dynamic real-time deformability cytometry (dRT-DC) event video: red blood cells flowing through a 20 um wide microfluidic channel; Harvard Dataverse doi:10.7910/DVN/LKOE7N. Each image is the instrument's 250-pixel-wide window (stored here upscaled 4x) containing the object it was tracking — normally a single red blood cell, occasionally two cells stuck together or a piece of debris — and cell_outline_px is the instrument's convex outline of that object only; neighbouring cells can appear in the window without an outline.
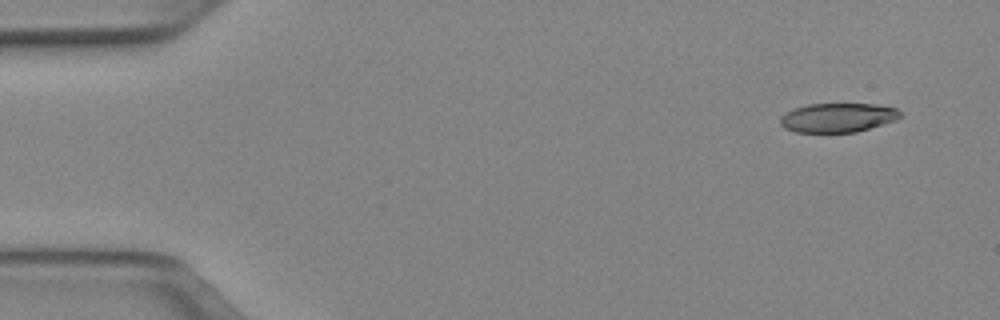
{"species": "Egyptian fruit bat (a non-hibernating species)", "species_latin": "Rousettus aegyptiacus", "temperature_condition": "cold", "stored_images_in_passage": 4, "camera_frame_rate_fps": 3000, "um_per_image_px": 0.085, "animal": {"sex": "female"}, "frame": {"image": 1, "passage_image": 1, "time_ms": 0.0, "image_size_px": [1000, 320], "cell_outline_px": [[900, 116], [896, 120], [856, 132], [796, 132], [784, 128], [780, 124], [780, 116], [784, 112], [792, 108], [808, 104], [876, 104], [896, 108], [900, 112]], "centroid_in_image_um": [71.16, 9.99], "position_along_channel_um": 13.8, "area_um2": 20.46}}
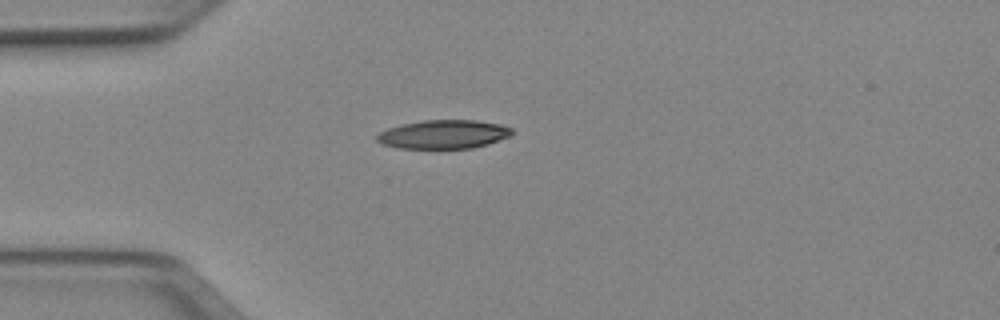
{"frame": {"image": 2, "passage_image": 4, "time_ms": 1.0, "image_size_px": [1000, 320], "cell_outline_px": [[512, 136], [488, 144], [472, 148], [396, 148], [380, 144], [376, 140], [376, 136], [380, 132], [388, 128], [404, 124], [424, 120], [476, 120], [500, 124], [512, 128]], "centroid_in_image_um": [37.71, 11.42], "position_along_channel_um": 47.3, "area_um2": 22.66}}